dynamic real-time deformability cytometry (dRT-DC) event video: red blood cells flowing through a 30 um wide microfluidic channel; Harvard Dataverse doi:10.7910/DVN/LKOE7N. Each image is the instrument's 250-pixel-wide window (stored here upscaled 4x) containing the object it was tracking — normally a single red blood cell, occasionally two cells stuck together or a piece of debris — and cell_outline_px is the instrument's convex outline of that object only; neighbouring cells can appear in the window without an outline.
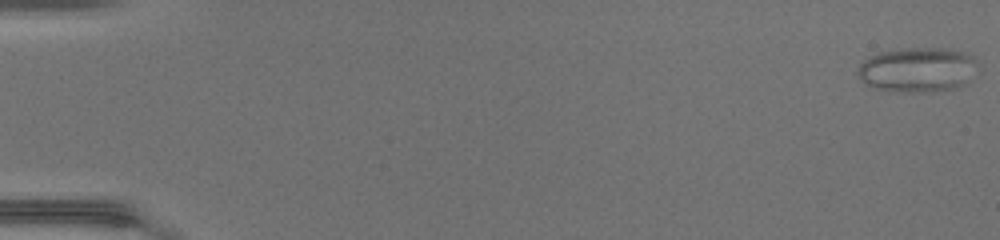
{"species": "common noctule bat (a hibernating species)", "species_latin": "Nyctalus noctula", "temperature_condition": "warm", "stored_images_in_passage": 49, "camera_frame_rate_fps": 3000, "um_per_image_px": 0.085, "animal": {"sex": "female", "body_mass_g": 17.0, "forearm_length_mm": 48.0}, "frame": {"image": 1, "passage_image": 1, "time_ms": 0.0, "image_size_px": [1000, 240], "cell_outline_px": [[980, 72], [960, 84], [952, 88], [924, 92], [888, 92], [876, 88], [868, 84], [856, 72], [860, 64], [868, 56], [880, 52], [908, 48], [940, 48], [960, 52], [972, 56], [980, 64]], "centroid_in_image_um": [78.01, 5.92], "position_along_channel_um": 7.0, "area_um2": 31.21}}
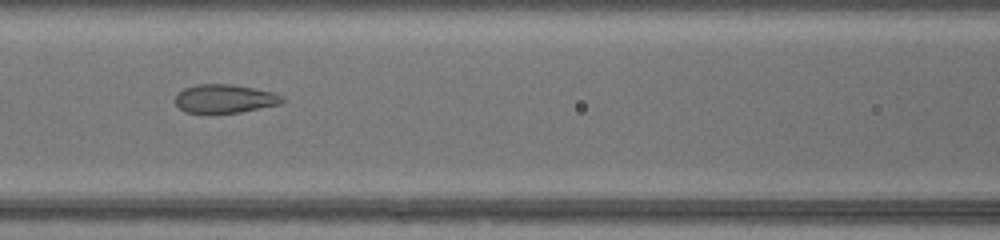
{"frame": {"image": 2, "passage_image": 23, "time_ms": 7.333, "image_size_px": [1000, 240], "cell_outline_px": [[288, 100], [280, 104], [240, 112], [184, 112], [176, 104], [176, 96], [184, 88], [196, 84], [232, 84], [272, 92], [284, 96]], "centroid_in_image_um": [19.15, 8.38], "position_along_channel_um": 147.5, "area_um2": 17.63}}
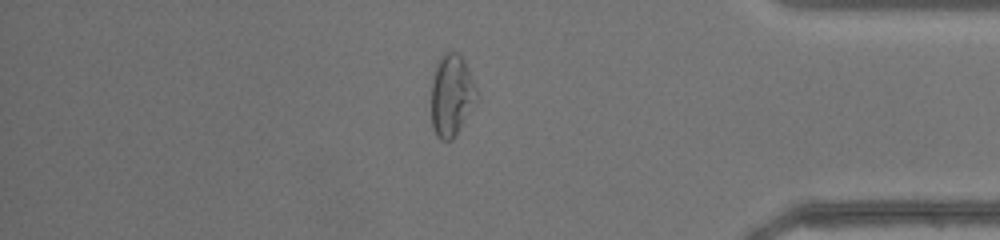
{"frame": {"image": 3, "passage_image": 42, "time_ms": 13.667, "image_size_px": [1000, 240], "cell_outline_px": [[476, 92], [452, 140], [440, 140], [436, 136], [432, 128], [432, 76], [436, 64], [440, 56], [444, 52], [456, 52], [464, 60], [476, 88]], "centroid_in_image_um": [38.29, 8.04], "position_along_channel_um": 396.9, "area_um2": 20.58}, "authors_computed_cell_mechanics": {"area_um2": 22.0218, "velocity_mm_per_s": 4.3495, "shape_relaxation_time_tau1_ms": null, "shape_relaxation_time_tau2_ms": 0.5974, "deformation_change_tau1": null, "deformation_change_tau2": 0.0815}}